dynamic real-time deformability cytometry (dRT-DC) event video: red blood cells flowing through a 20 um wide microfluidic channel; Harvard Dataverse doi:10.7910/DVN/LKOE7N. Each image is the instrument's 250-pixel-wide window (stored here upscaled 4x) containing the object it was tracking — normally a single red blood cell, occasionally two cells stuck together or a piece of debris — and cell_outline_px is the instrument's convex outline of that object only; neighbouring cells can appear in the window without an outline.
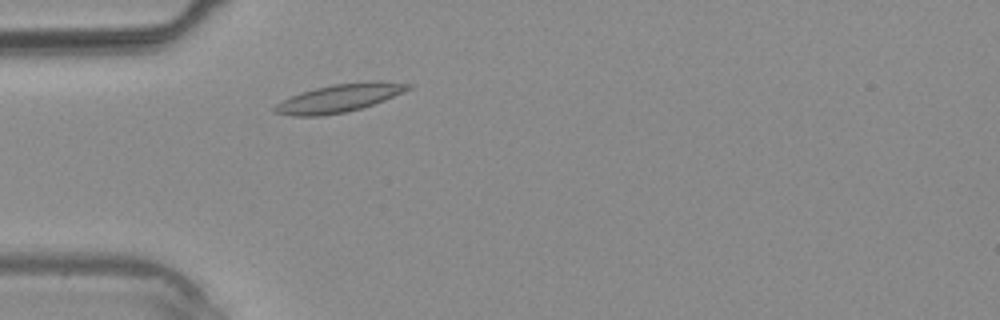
{"species": "common noctule bat (a hibernating species)", "species_latin": "Nyctalus noctula", "temperature_condition": "warm", "stored_images_in_passage": 32, "camera_frame_rate_fps": 3000, "um_per_image_px": 0.085, "animal": {"sex": "male", "body_mass_g": 20.4}, "frame": {"image": 1, "passage_image": 5, "time_ms": 1.333, "image_size_px": [1000, 320], "cell_outline_px": [[412, 88], [384, 100], [360, 108], [344, 112], [320, 116], [292, 116], [276, 112], [272, 108], [276, 104], [300, 92], [316, 88], [336, 84], [368, 80], [380, 80], [412, 84]], "centroid_in_image_um": [28.87, 8.32], "position_along_channel_um": 56.1, "area_um2": 21.62}}
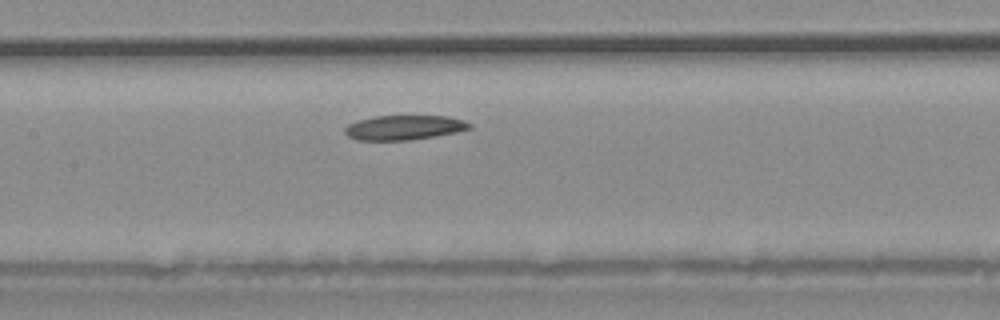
{"frame": {"image": 2, "passage_image": 12, "time_ms": 3.667, "image_size_px": [1000, 320], "cell_outline_px": [[472, 128], [456, 132], [408, 140], [356, 140], [348, 136], [344, 132], [344, 128], [348, 124], [356, 120], [376, 116], [448, 116], [464, 120], [472, 124]], "centroid_in_image_um": [34.33, 10.83], "position_along_channel_um": 173.1, "area_um2": 17.86}}
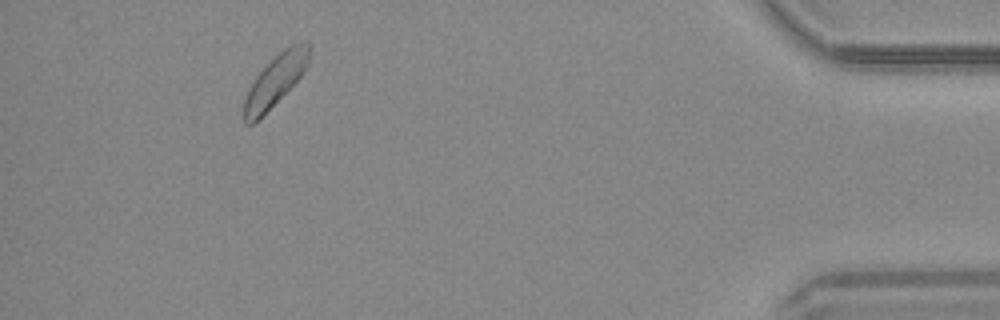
{"frame": {"image": 3, "passage_image": 29, "time_ms": 9.333, "image_size_px": [1000, 320], "cell_outline_px": [[312, 48], [308, 64], [304, 72], [252, 124], [244, 124], [244, 96], [248, 88], [256, 76], [284, 48], [292, 44], [312, 44]], "centroid_in_image_um": [23.4, 6.8], "position_along_channel_um": 411.8, "area_um2": 18.61}}